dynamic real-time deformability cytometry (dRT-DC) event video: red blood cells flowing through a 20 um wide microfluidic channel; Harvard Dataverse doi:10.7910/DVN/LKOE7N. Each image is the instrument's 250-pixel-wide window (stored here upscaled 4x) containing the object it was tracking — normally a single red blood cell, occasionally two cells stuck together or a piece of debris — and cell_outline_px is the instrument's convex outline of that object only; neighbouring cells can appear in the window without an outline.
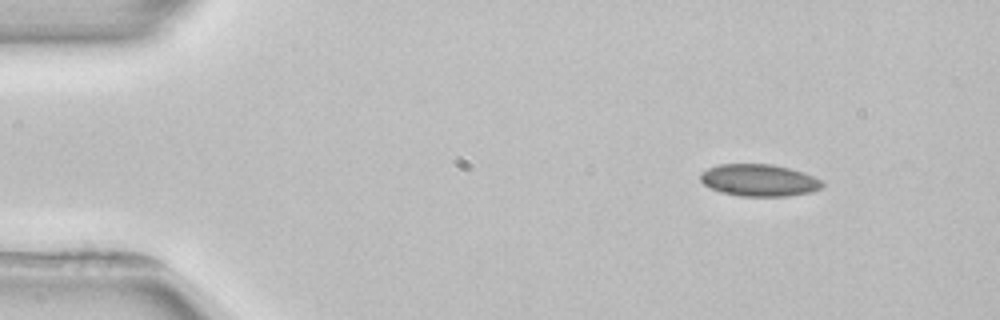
{"species": "common noctule bat (a hibernating species)", "species_latin": "Nyctalus noctula", "temperature_condition": "room temperature", "stored_images_in_passage": 4, "camera_frame_rate_fps": 3000, "um_per_image_px": 0.085, "animal": {"sex": "female", "body_mass_g": 22.7, "forearm_length_mm": 54.2}, "frame": {"image": 1, "passage_image": 2, "time_ms": 1.667, "image_size_px": [1000, 320], "cell_outline_px": [[824, 188], [812, 192], [788, 196], [740, 196], [720, 192], [704, 184], [700, 180], [700, 172], [708, 168], [720, 164], [772, 164], [804, 172], [820, 180], [824, 184]], "centroid_in_image_um": [64.53, 15.32], "position_along_channel_um": 20.5, "area_um2": 22.83}}